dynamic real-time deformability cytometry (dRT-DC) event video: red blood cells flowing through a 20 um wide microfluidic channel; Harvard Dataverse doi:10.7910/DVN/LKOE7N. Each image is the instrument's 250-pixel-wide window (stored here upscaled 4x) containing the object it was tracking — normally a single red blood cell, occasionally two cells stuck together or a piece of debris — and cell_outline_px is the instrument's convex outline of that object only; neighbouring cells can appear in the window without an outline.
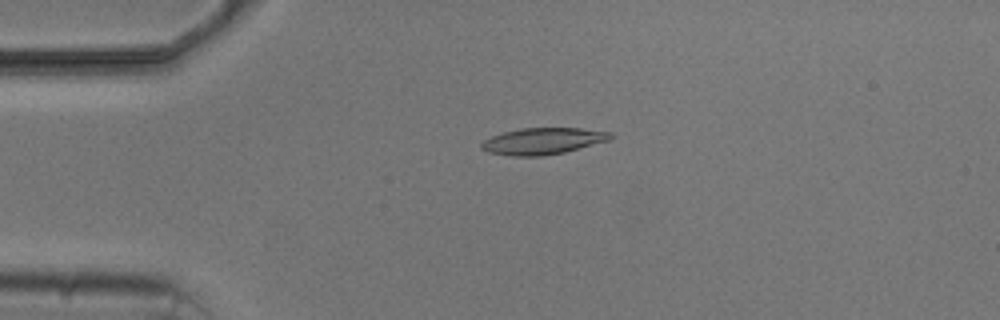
{"species": "common noctule bat (a hibernating species)", "species_latin": "Nyctalus noctula", "temperature_condition": "cold", "stored_images_in_passage": 10, "camera_frame_rate_fps": 3000, "um_per_image_px": 0.085, "animal": {"sex": "male", "body_mass_g": 20.5, "forearm_length_mm": 52.5}, "frame": {"image": 1, "passage_image": 3, "time_ms": 3.333, "image_size_px": [1000, 320], "cell_outline_px": [[612, 136], [608, 140], [564, 152], [540, 156], [512, 156], [488, 152], [480, 148], [480, 144], [484, 140], [492, 136], [504, 132], [520, 128], [580, 128], [612, 132]], "centroid_in_image_um": [46.1, 11.99], "position_along_channel_um": 38.9, "area_um2": 19.77}}
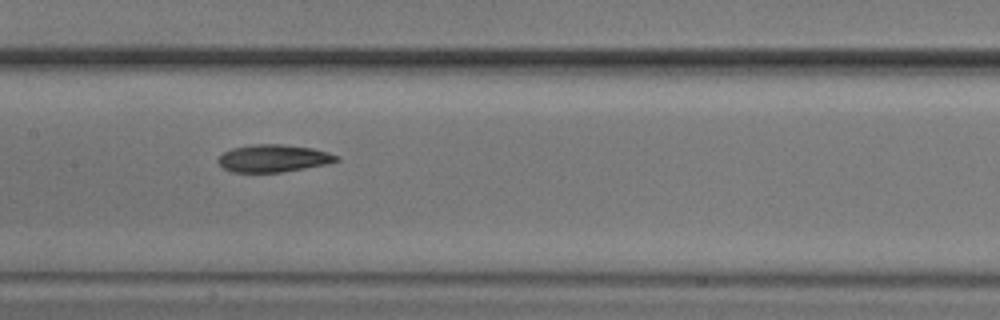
{"frame": {"image": 2, "passage_image": 7, "time_ms": 8.0, "image_size_px": [1000, 320], "cell_outline_px": [[340, 160], [328, 164], [280, 172], [232, 172], [224, 168], [216, 160], [224, 152], [232, 148], [252, 144], [280, 144], [312, 148], [328, 152], [340, 156]], "centroid_in_image_um": [23.26, 13.45], "position_along_channel_um": 184.1, "area_um2": 18.9}}
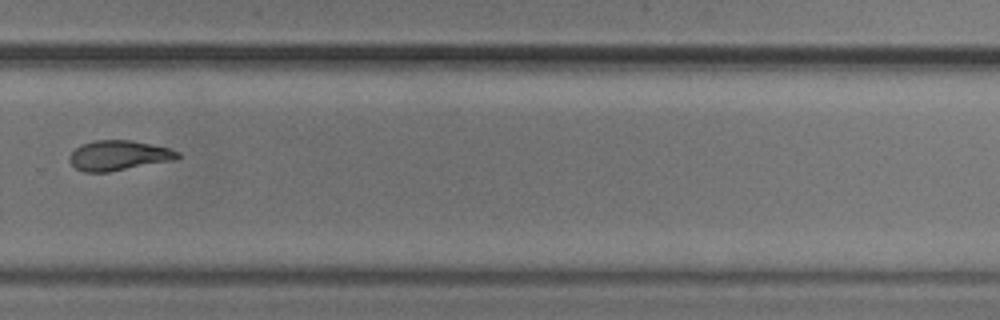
{"frame": {"image": 3, "passage_image": 10, "time_ms": 11.667, "image_size_px": [1000, 320], "cell_outline_px": [[180, 156], [176, 160], [108, 172], [84, 172], [76, 168], [68, 160], [68, 156], [80, 144], [92, 140], [132, 140], [152, 144], [168, 148], [180, 152]], "centroid_in_image_um": [10.08, 13.21], "position_along_channel_um": 319.7, "area_um2": 19.07}}